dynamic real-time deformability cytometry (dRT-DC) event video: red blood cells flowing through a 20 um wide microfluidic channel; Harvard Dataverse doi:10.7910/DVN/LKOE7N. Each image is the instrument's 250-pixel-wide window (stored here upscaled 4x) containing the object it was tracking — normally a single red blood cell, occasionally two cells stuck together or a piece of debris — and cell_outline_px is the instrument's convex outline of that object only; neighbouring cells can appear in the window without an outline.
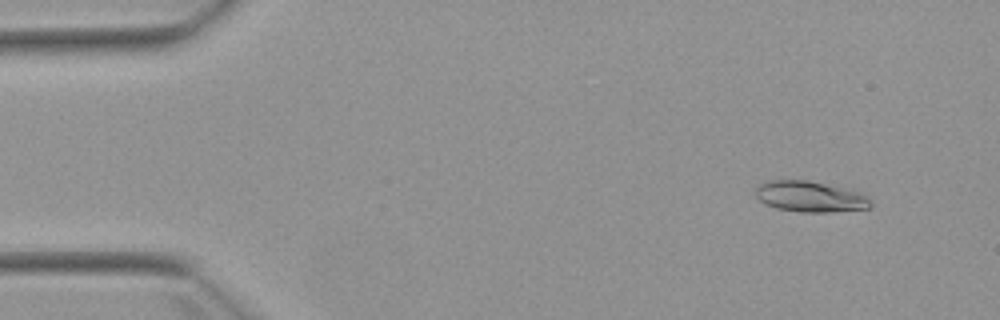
{"species": "Egyptian fruit bat (a non-hibernating species)", "species_latin": "Rousettus aegyptiacus", "temperature_condition": "warm", "stored_images_in_passage": 4, "camera_frame_rate_fps": 3000, "um_per_image_px": 0.085, "animal": {"sex": "female"}, "frame": {"image": 1, "passage_image": 2, "time_ms": 1.333, "image_size_px": [1000, 320], "cell_outline_px": [[872, 204], [868, 208], [828, 212], [800, 212], [776, 208], [764, 204], [756, 196], [756, 188], [760, 184], [768, 180], [808, 180], [852, 188], [864, 192], [872, 200]], "centroid_in_image_um": [68.93, 16.69], "position_along_channel_um": 16.1, "area_um2": 21.15}}